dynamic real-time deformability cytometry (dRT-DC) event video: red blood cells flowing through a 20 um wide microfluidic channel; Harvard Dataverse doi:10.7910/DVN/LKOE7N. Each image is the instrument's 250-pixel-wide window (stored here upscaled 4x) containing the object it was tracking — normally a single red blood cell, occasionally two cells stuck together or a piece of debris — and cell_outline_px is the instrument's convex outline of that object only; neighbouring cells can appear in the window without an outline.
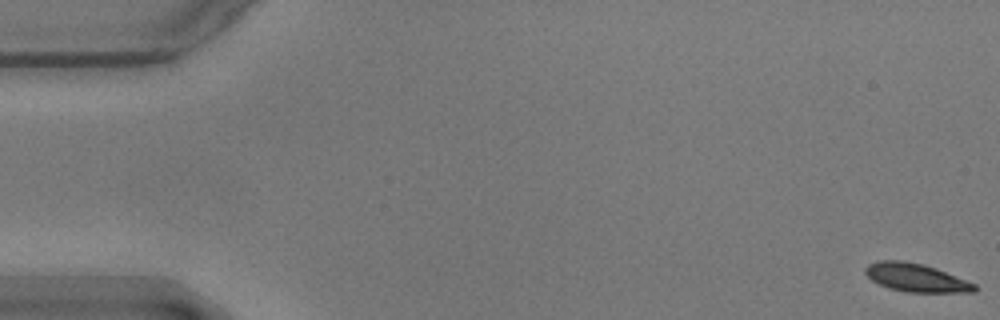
{"species": "common noctule bat (a hibernating species)", "species_latin": "Nyctalus noctula", "temperature_condition": "warm", "stored_images_in_passage": 57, "camera_frame_rate_fps": 3000, "um_per_image_px": 0.085, "animal": {"sex": "male", "body_mass_g": 17.9}, "frame": {"image": 1, "passage_image": 1, "time_ms": 0.0, "image_size_px": [1000, 320], "cell_outline_px": [[976, 292], [908, 292], [892, 288], [880, 284], [872, 280], [864, 272], [864, 268], [868, 264], [880, 260], [904, 260], [924, 264], [936, 268], [976, 284]], "centroid_in_image_um": [77.86, 23.58], "position_along_channel_um": 7.1, "area_um2": 17.86}}
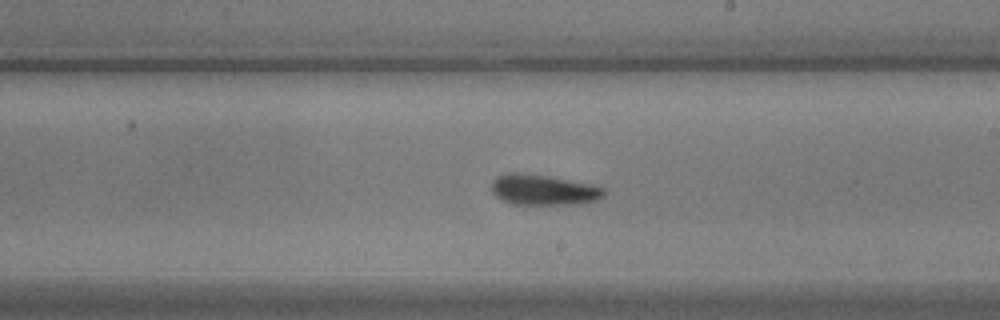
{"frame": {"image": 2, "passage_image": 33, "time_ms": 10.667, "image_size_px": [1000, 320], "cell_outline_px": [[604, 196], [596, 200], [580, 204], [512, 204], [496, 196], [492, 192], [492, 180], [496, 176], [508, 172], [516, 172], [548, 176], [592, 184], [604, 188]], "centroid_in_image_um": [46.18, 16.13], "position_along_channel_um": 242.8, "area_um2": 20.0}}
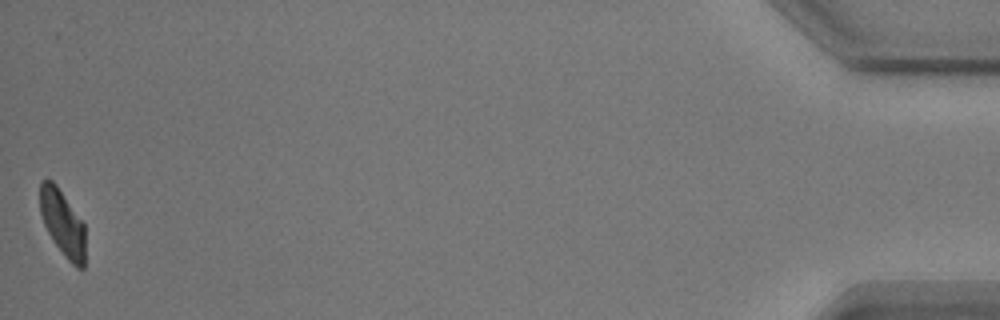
{"frame": {"image": 3, "passage_image": 57, "time_ms": 18.667, "image_size_px": [1000, 320], "cell_outline_px": [[84, 268], [76, 268], [68, 260], [56, 244], [48, 232], [44, 224], [40, 212], [40, 180], [52, 180], [56, 184], [84, 224]], "centroid_in_image_um": [5.31, 18.95], "position_along_channel_um": 429.9, "area_um2": 17.11}, "authors_computed_cell_mechanics": {"area_um2": 18.9584, "velocity_mm_per_s": 3.5373, "shape_relaxation_time_tau1_ms": 4.1365, "shape_relaxation_time_tau2_ms": 2.6377, "deformation_change_tau1": 0.1396, "deformation_change_tau2": 0.0967}}